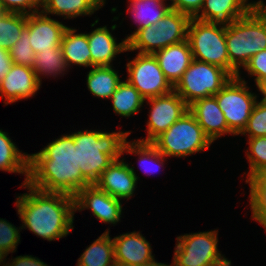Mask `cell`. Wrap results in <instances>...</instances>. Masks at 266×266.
<instances>
[{"instance_id":"6da1fadb","label":"cell","mask_w":266,"mask_h":266,"mask_svg":"<svg viewBox=\"0 0 266 266\" xmlns=\"http://www.w3.org/2000/svg\"><path fill=\"white\" fill-rule=\"evenodd\" d=\"M45 192L75 196L90 184L82 177L77 164V149L71 134L52 140L37 153L29 154L28 182Z\"/></svg>"},{"instance_id":"7a4b0ae2","label":"cell","mask_w":266,"mask_h":266,"mask_svg":"<svg viewBox=\"0 0 266 266\" xmlns=\"http://www.w3.org/2000/svg\"><path fill=\"white\" fill-rule=\"evenodd\" d=\"M27 193L18 194L15 205L21 228L47 241L66 237L74 229V196L45 192L24 183Z\"/></svg>"},{"instance_id":"3957f363","label":"cell","mask_w":266,"mask_h":266,"mask_svg":"<svg viewBox=\"0 0 266 266\" xmlns=\"http://www.w3.org/2000/svg\"><path fill=\"white\" fill-rule=\"evenodd\" d=\"M79 130L70 133L77 149V164L82 177L90 184H95L103 171L113 161L122 159L123 148L131 131Z\"/></svg>"},{"instance_id":"277c9868","label":"cell","mask_w":266,"mask_h":266,"mask_svg":"<svg viewBox=\"0 0 266 266\" xmlns=\"http://www.w3.org/2000/svg\"><path fill=\"white\" fill-rule=\"evenodd\" d=\"M225 39L230 64L239 72L251 57L266 50V16L258 7L225 24Z\"/></svg>"},{"instance_id":"5b68a950","label":"cell","mask_w":266,"mask_h":266,"mask_svg":"<svg viewBox=\"0 0 266 266\" xmlns=\"http://www.w3.org/2000/svg\"><path fill=\"white\" fill-rule=\"evenodd\" d=\"M191 17L170 9L157 24L137 30L127 40L126 52L154 54L171 44L187 40Z\"/></svg>"},{"instance_id":"8992f818","label":"cell","mask_w":266,"mask_h":266,"mask_svg":"<svg viewBox=\"0 0 266 266\" xmlns=\"http://www.w3.org/2000/svg\"><path fill=\"white\" fill-rule=\"evenodd\" d=\"M187 40L194 60L218 66L237 77L239 72L229 62L225 24L191 18Z\"/></svg>"},{"instance_id":"52a82bcc","label":"cell","mask_w":266,"mask_h":266,"mask_svg":"<svg viewBox=\"0 0 266 266\" xmlns=\"http://www.w3.org/2000/svg\"><path fill=\"white\" fill-rule=\"evenodd\" d=\"M151 143L167 158H185L213 144L189 110Z\"/></svg>"},{"instance_id":"ba28073f","label":"cell","mask_w":266,"mask_h":266,"mask_svg":"<svg viewBox=\"0 0 266 266\" xmlns=\"http://www.w3.org/2000/svg\"><path fill=\"white\" fill-rule=\"evenodd\" d=\"M231 78L225 69L193 59L174 91L190 105L197 99L215 95Z\"/></svg>"},{"instance_id":"9c48e42d","label":"cell","mask_w":266,"mask_h":266,"mask_svg":"<svg viewBox=\"0 0 266 266\" xmlns=\"http://www.w3.org/2000/svg\"><path fill=\"white\" fill-rule=\"evenodd\" d=\"M241 71L214 96L223 111L228 128L238 136L246 127L252 110L258 101V94L252 92Z\"/></svg>"},{"instance_id":"30bf717a","label":"cell","mask_w":266,"mask_h":266,"mask_svg":"<svg viewBox=\"0 0 266 266\" xmlns=\"http://www.w3.org/2000/svg\"><path fill=\"white\" fill-rule=\"evenodd\" d=\"M218 230L186 233L176 238L171 266H209L225 256L218 249Z\"/></svg>"},{"instance_id":"8fae6325","label":"cell","mask_w":266,"mask_h":266,"mask_svg":"<svg viewBox=\"0 0 266 266\" xmlns=\"http://www.w3.org/2000/svg\"><path fill=\"white\" fill-rule=\"evenodd\" d=\"M126 64V80L145 98L168 94L174 87L163 74L154 54H140Z\"/></svg>"},{"instance_id":"7c38bea8","label":"cell","mask_w":266,"mask_h":266,"mask_svg":"<svg viewBox=\"0 0 266 266\" xmlns=\"http://www.w3.org/2000/svg\"><path fill=\"white\" fill-rule=\"evenodd\" d=\"M145 103L150 106V110L146 123L147 136L137 139L141 142H152L188 111V104L174 90L146 99Z\"/></svg>"},{"instance_id":"4fadbf2b","label":"cell","mask_w":266,"mask_h":266,"mask_svg":"<svg viewBox=\"0 0 266 266\" xmlns=\"http://www.w3.org/2000/svg\"><path fill=\"white\" fill-rule=\"evenodd\" d=\"M75 212L91 210L100 222L113 224L121 222L123 213L122 200L100 190L95 184L84 187L74 196Z\"/></svg>"},{"instance_id":"5bb4252c","label":"cell","mask_w":266,"mask_h":266,"mask_svg":"<svg viewBox=\"0 0 266 266\" xmlns=\"http://www.w3.org/2000/svg\"><path fill=\"white\" fill-rule=\"evenodd\" d=\"M122 159L113 161L101 174L95 185L119 200H130L135 195L138 181L135 167Z\"/></svg>"},{"instance_id":"9a60e30c","label":"cell","mask_w":266,"mask_h":266,"mask_svg":"<svg viewBox=\"0 0 266 266\" xmlns=\"http://www.w3.org/2000/svg\"><path fill=\"white\" fill-rule=\"evenodd\" d=\"M40 87L41 84L32 67L13 64L0 83V98L5 106L19 100H28L37 94Z\"/></svg>"},{"instance_id":"2e32d148","label":"cell","mask_w":266,"mask_h":266,"mask_svg":"<svg viewBox=\"0 0 266 266\" xmlns=\"http://www.w3.org/2000/svg\"><path fill=\"white\" fill-rule=\"evenodd\" d=\"M26 27L30 33V46L35 53L60 46L68 28L67 25L41 11L27 15Z\"/></svg>"},{"instance_id":"e0dca14e","label":"cell","mask_w":266,"mask_h":266,"mask_svg":"<svg viewBox=\"0 0 266 266\" xmlns=\"http://www.w3.org/2000/svg\"><path fill=\"white\" fill-rule=\"evenodd\" d=\"M112 239L116 266H136L155 258L150 242L140 231L123 233Z\"/></svg>"},{"instance_id":"ac0fdd59","label":"cell","mask_w":266,"mask_h":266,"mask_svg":"<svg viewBox=\"0 0 266 266\" xmlns=\"http://www.w3.org/2000/svg\"><path fill=\"white\" fill-rule=\"evenodd\" d=\"M189 112L196 118L204 134L212 143L224 135L236 136L229 128L223 111L215 96L200 98L188 105Z\"/></svg>"},{"instance_id":"d6986e66","label":"cell","mask_w":266,"mask_h":266,"mask_svg":"<svg viewBox=\"0 0 266 266\" xmlns=\"http://www.w3.org/2000/svg\"><path fill=\"white\" fill-rule=\"evenodd\" d=\"M107 25L92 29L87 33L89 48L91 52V67L113 66L116 56L126 52L127 39L123 38L117 43V38L112 35Z\"/></svg>"},{"instance_id":"ffe728a7","label":"cell","mask_w":266,"mask_h":266,"mask_svg":"<svg viewBox=\"0 0 266 266\" xmlns=\"http://www.w3.org/2000/svg\"><path fill=\"white\" fill-rule=\"evenodd\" d=\"M154 56L157 58L163 74L173 87L183 76V73L188 69L193 60L188 40L171 44L158 50L154 53Z\"/></svg>"},{"instance_id":"44dd1931","label":"cell","mask_w":266,"mask_h":266,"mask_svg":"<svg viewBox=\"0 0 266 266\" xmlns=\"http://www.w3.org/2000/svg\"><path fill=\"white\" fill-rule=\"evenodd\" d=\"M253 6L247 0H204L194 17L204 22L229 24L246 15Z\"/></svg>"},{"instance_id":"7402d4cb","label":"cell","mask_w":266,"mask_h":266,"mask_svg":"<svg viewBox=\"0 0 266 266\" xmlns=\"http://www.w3.org/2000/svg\"><path fill=\"white\" fill-rule=\"evenodd\" d=\"M106 0H42L41 12L45 15L74 19L91 16L105 6Z\"/></svg>"},{"instance_id":"603a6c76","label":"cell","mask_w":266,"mask_h":266,"mask_svg":"<svg viewBox=\"0 0 266 266\" xmlns=\"http://www.w3.org/2000/svg\"><path fill=\"white\" fill-rule=\"evenodd\" d=\"M60 46L69 69L73 65L91 68V52L87 33H77L76 28L69 26L65 30Z\"/></svg>"},{"instance_id":"cb8c5ba5","label":"cell","mask_w":266,"mask_h":266,"mask_svg":"<svg viewBox=\"0 0 266 266\" xmlns=\"http://www.w3.org/2000/svg\"><path fill=\"white\" fill-rule=\"evenodd\" d=\"M8 134L0 129V171L25 175L22 184L27 183L29 154L19 150Z\"/></svg>"},{"instance_id":"d4e9b609","label":"cell","mask_w":266,"mask_h":266,"mask_svg":"<svg viewBox=\"0 0 266 266\" xmlns=\"http://www.w3.org/2000/svg\"><path fill=\"white\" fill-rule=\"evenodd\" d=\"M127 15H131L133 23L137 25L131 34L125 38L128 40L137 30L150 25H155L171 9L170 4L160 3L155 0H129Z\"/></svg>"},{"instance_id":"484cf974","label":"cell","mask_w":266,"mask_h":266,"mask_svg":"<svg viewBox=\"0 0 266 266\" xmlns=\"http://www.w3.org/2000/svg\"><path fill=\"white\" fill-rule=\"evenodd\" d=\"M118 71L114 66L91 67L86 76V84L90 93L97 98L110 99L122 81Z\"/></svg>"},{"instance_id":"4316f807","label":"cell","mask_w":266,"mask_h":266,"mask_svg":"<svg viewBox=\"0 0 266 266\" xmlns=\"http://www.w3.org/2000/svg\"><path fill=\"white\" fill-rule=\"evenodd\" d=\"M109 232V228L106 229L86 247L77 260V266H116L113 239Z\"/></svg>"},{"instance_id":"83f0119b","label":"cell","mask_w":266,"mask_h":266,"mask_svg":"<svg viewBox=\"0 0 266 266\" xmlns=\"http://www.w3.org/2000/svg\"><path fill=\"white\" fill-rule=\"evenodd\" d=\"M127 141L123 148V155L138 156L139 167L145 175H151L164 167L167 157L163 155L151 142L138 140Z\"/></svg>"},{"instance_id":"f1b7e54d","label":"cell","mask_w":266,"mask_h":266,"mask_svg":"<svg viewBox=\"0 0 266 266\" xmlns=\"http://www.w3.org/2000/svg\"><path fill=\"white\" fill-rule=\"evenodd\" d=\"M109 100L114 113L127 119L142 111L146 99L127 80H122Z\"/></svg>"},{"instance_id":"f546056e","label":"cell","mask_w":266,"mask_h":266,"mask_svg":"<svg viewBox=\"0 0 266 266\" xmlns=\"http://www.w3.org/2000/svg\"><path fill=\"white\" fill-rule=\"evenodd\" d=\"M32 69L35 71L40 84H42V76L56 79V77L64 76L65 72L69 71L61 46L35 53Z\"/></svg>"},{"instance_id":"4dcf8cb0","label":"cell","mask_w":266,"mask_h":266,"mask_svg":"<svg viewBox=\"0 0 266 266\" xmlns=\"http://www.w3.org/2000/svg\"><path fill=\"white\" fill-rule=\"evenodd\" d=\"M249 184V205L251 219L259 222L266 232V173L245 180Z\"/></svg>"},{"instance_id":"1f68e13d","label":"cell","mask_w":266,"mask_h":266,"mask_svg":"<svg viewBox=\"0 0 266 266\" xmlns=\"http://www.w3.org/2000/svg\"><path fill=\"white\" fill-rule=\"evenodd\" d=\"M26 23L27 14L6 11L0 13V47L10 50L20 38Z\"/></svg>"},{"instance_id":"d6a6232c","label":"cell","mask_w":266,"mask_h":266,"mask_svg":"<svg viewBox=\"0 0 266 266\" xmlns=\"http://www.w3.org/2000/svg\"><path fill=\"white\" fill-rule=\"evenodd\" d=\"M249 147L245 151L249 163L246 180L258 174L266 173V136L248 138Z\"/></svg>"},{"instance_id":"836d02e7","label":"cell","mask_w":266,"mask_h":266,"mask_svg":"<svg viewBox=\"0 0 266 266\" xmlns=\"http://www.w3.org/2000/svg\"><path fill=\"white\" fill-rule=\"evenodd\" d=\"M29 38V29L25 27L21 33L20 38L9 50L13 64L25 65L29 67L33 66L35 52L30 46Z\"/></svg>"},{"instance_id":"e575fe53","label":"cell","mask_w":266,"mask_h":266,"mask_svg":"<svg viewBox=\"0 0 266 266\" xmlns=\"http://www.w3.org/2000/svg\"><path fill=\"white\" fill-rule=\"evenodd\" d=\"M239 135H244L247 138H255L266 136V103L257 101L246 127Z\"/></svg>"},{"instance_id":"d590c367","label":"cell","mask_w":266,"mask_h":266,"mask_svg":"<svg viewBox=\"0 0 266 266\" xmlns=\"http://www.w3.org/2000/svg\"><path fill=\"white\" fill-rule=\"evenodd\" d=\"M21 226L18 228L9 221L0 218V248L6 253L16 252L20 241Z\"/></svg>"},{"instance_id":"8d00e7d4","label":"cell","mask_w":266,"mask_h":266,"mask_svg":"<svg viewBox=\"0 0 266 266\" xmlns=\"http://www.w3.org/2000/svg\"><path fill=\"white\" fill-rule=\"evenodd\" d=\"M242 69L247 71L248 76L253 77L256 86L266 80V50H261L251 57Z\"/></svg>"},{"instance_id":"74e56055","label":"cell","mask_w":266,"mask_h":266,"mask_svg":"<svg viewBox=\"0 0 266 266\" xmlns=\"http://www.w3.org/2000/svg\"><path fill=\"white\" fill-rule=\"evenodd\" d=\"M42 0H0L3 11L33 14L41 10Z\"/></svg>"},{"instance_id":"f35d334b","label":"cell","mask_w":266,"mask_h":266,"mask_svg":"<svg viewBox=\"0 0 266 266\" xmlns=\"http://www.w3.org/2000/svg\"><path fill=\"white\" fill-rule=\"evenodd\" d=\"M170 7L194 18L201 10L204 0H170Z\"/></svg>"},{"instance_id":"ab89813d","label":"cell","mask_w":266,"mask_h":266,"mask_svg":"<svg viewBox=\"0 0 266 266\" xmlns=\"http://www.w3.org/2000/svg\"><path fill=\"white\" fill-rule=\"evenodd\" d=\"M8 262L11 266H49L47 263L32 255L16 256L13 259L11 258Z\"/></svg>"},{"instance_id":"60d3db41","label":"cell","mask_w":266,"mask_h":266,"mask_svg":"<svg viewBox=\"0 0 266 266\" xmlns=\"http://www.w3.org/2000/svg\"><path fill=\"white\" fill-rule=\"evenodd\" d=\"M12 59L9 50L0 47V83L12 67Z\"/></svg>"},{"instance_id":"b9f144b4","label":"cell","mask_w":266,"mask_h":266,"mask_svg":"<svg viewBox=\"0 0 266 266\" xmlns=\"http://www.w3.org/2000/svg\"><path fill=\"white\" fill-rule=\"evenodd\" d=\"M256 88L261 93L259 95H262L261 101L266 103V80L262 81Z\"/></svg>"},{"instance_id":"7bdbcfd3","label":"cell","mask_w":266,"mask_h":266,"mask_svg":"<svg viewBox=\"0 0 266 266\" xmlns=\"http://www.w3.org/2000/svg\"><path fill=\"white\" fill-rule=\"evenodd\" d=\"M136 266H171V264H165V263H159L156 261V259L154 258L153 260L144 263V264H140V265H136Z\"/></svg>"},{"instance_id":"ee69618b","label":"cell","mask_w":266,"mask_h":266,"mask_svg":"<svg viewBox=\"0 0 266 266\" xmlns=\"http://www.w3.org/2000/svg\"><path fill=\"white\" fill-rule=\"evenodd\" d=\"M231 264H232L231 260L224 257L222 260H220V261H218L212 265H209V266H232Z\"/></svg>"},{"instance_id":"f6af8a7d","label":"cell","mask_w":266,"mask_h":266,"mask_svg":"<svg viewBox=\"0 0 266 266\" xmlns=\"http://www.w3.org/2000/svg\"><path fill=\"white\" fill-rule=\"evenodd\" d=\"M8 256V253H6L4 250L0 248V265L4 264L6 262V258Z\"/></svg>"},{"instance_id":"bcb514c9","label":"cell","mask_w":266,"mask_h":266,"mask_svg":"<svg viewBox=\"0 0 266 266\" xmlns=\"http://www.w3.org/2000/svg\"><path fill=\"white\" fill-rule=\"evenodd\" d=\"M248 1V3H250L253 7H259V6H261L262 4H264L265 2H264V0H258V1H249V0H247Z\"/></svg>"},{"instance_id":"7dc6e473","label":"cell","mask_w":266,"mask_h":266,"mask_svg":"<svg viewBox=\"0 0 266 266\" xmlns=\"http://www.w3.org/2000/svg\"><path fill=\"white\" fill-rule=\"evenodd\" d=\"M263 14L266 16V3L262 4L261 6L258 7Z\"/></svg>"},{"instance_id":"c3c4849f","label":"cell","mask_w":266,"mask_h":266,"mask_svg":"<svg viewBox=\"0 0 266 266\" xmlns=\"http://www.w3.org/2000/svg\"><path fill=\"white\" fill-rule=\"evenodd\" d=\"M155 1H157V2H160V3H167V0H155ZM170 0H168V2H169Z\"/></svg>"},{"instance_id":"681fc988","label":"cell","mask_w":266,"mask_h":266,"mask_svg":"<svg viewBox=\"0 0 266 266\" xmlns=\"http://www.w3.org/2000/svg\"><path fill=\"white\" fill-rule=\"evenodd\" d=\"M1 266H11V264L9 262H5L4 264H2Z\"/></svg>"}]
</instances>
